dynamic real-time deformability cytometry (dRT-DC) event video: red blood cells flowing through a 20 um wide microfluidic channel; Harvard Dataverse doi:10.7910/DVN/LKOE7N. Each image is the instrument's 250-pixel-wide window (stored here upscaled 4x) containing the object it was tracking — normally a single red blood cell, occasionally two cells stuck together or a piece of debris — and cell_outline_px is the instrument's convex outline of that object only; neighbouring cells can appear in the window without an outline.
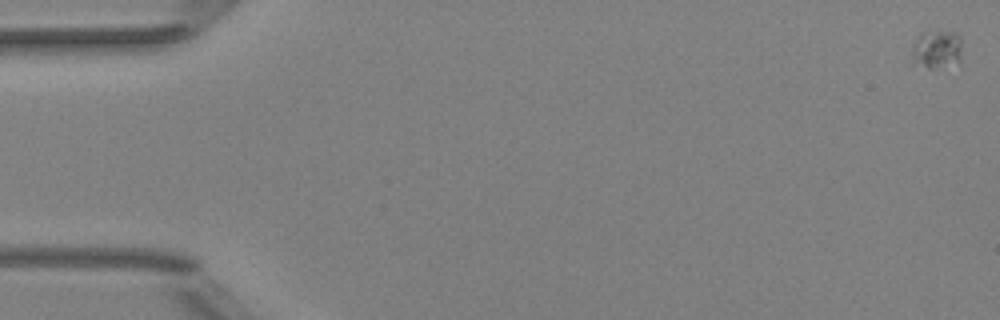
{"species": "Egyptian fruit bat (a non-hibernating species)", "species_latin": "Rousettus aegyptiacus", "temperature_condition": "room temperature", "stored_images_in_passage": 10, "camera_frame_rate_fps": 3000, "um_per_image_px": 0.085, "animal": {"sex": "female"}, "frame": {"image": 1, "passage_image": 1, "time_ms": 0.0, "image_size_px": [1000, 320], "cell_outline_px": [[960, 64], [932, 68], [928, 68], [904, 64], [916, 40], [924, 32], [956, 32], [960, 36]], "centroid_in_image_um": [79.52, 4.28], "position_along_channel_um": 5.5, "area_um2": 11.79}}
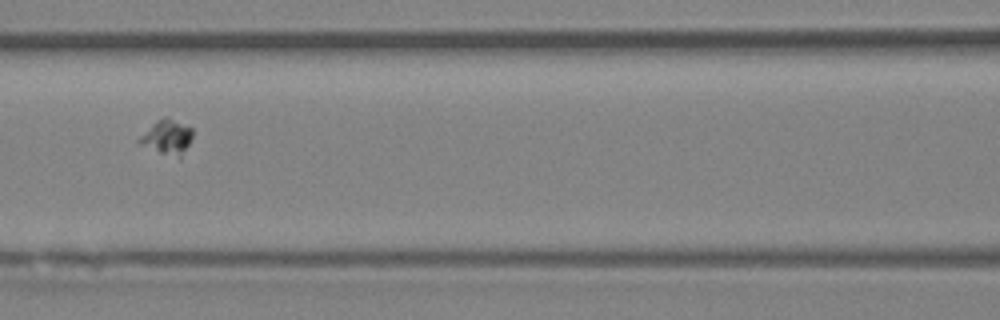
{"frame": {"image": 2, "passage_image": 8, "time_ms": 8.0, "image_size_px": [1000, 320], "cell_outline_px": [[192, 136], [180, 160], [140, 144], [136, 140], [152, 124], [164, 116], [168, 116], [192, 128]], "centroid_in_image_um": [14.22, 11.65], "position_along_channel_um": 152.4, "area_um2": 10.69}}